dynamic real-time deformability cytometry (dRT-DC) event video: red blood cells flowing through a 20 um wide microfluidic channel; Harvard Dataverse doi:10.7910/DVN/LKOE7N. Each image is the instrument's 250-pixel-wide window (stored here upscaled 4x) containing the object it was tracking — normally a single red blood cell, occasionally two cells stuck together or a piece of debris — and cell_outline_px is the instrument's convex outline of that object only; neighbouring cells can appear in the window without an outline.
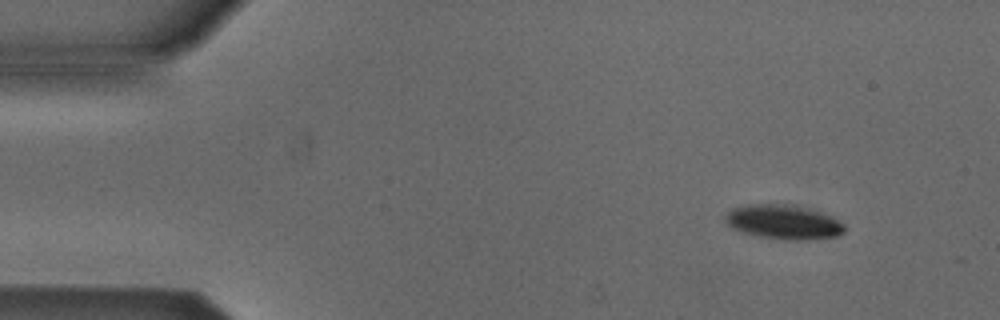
{"species": "Egyptian fruit bat (a non-hibernating species)", "species_latin": "Rousettus aegyptiacus", "temperature_condition": "cold", "stored_images_in_passage": 5, "camera_frame_rate_fps": 3000, "um_per_image_px": 0.085, "animal": {"sex": "male"}, "frame": {"image": 1, "passage_image": 2, "time_ms": 1.333, "image_size_px": [1000, 320], "cell_outline_px": [[844, 232], [836, 236], [808, 240], [788, 240], [756, 236], [732, 228], [724, 220], [724, 216], [732, 208], [748, 204], [796, 204], [832, 216], [844, 224]], "centroid_in_image_um": [66.59, 18.86], "position_along_channel_um": 18.4, "area_um2": 24.04}}
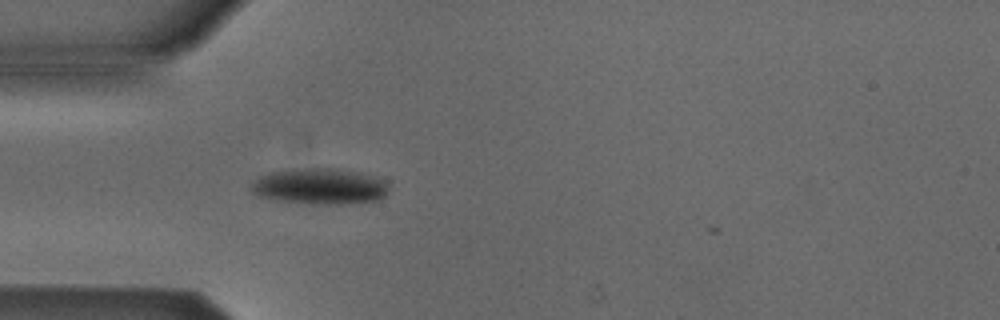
{"frame": {"image": 2, "passage_image": 5, "time_ms": 4.667, "image_size_px": [1000, 320], "cell_outline_px": [[388, 192], [380, 200], [344, 204], [308, 204], [276, 200], [256, 196], [248, 188], [260, 176], [268, 172], [308, 168], [332, 168], [352, 172], [384, 180], [388, 188]], "centroid_in_image_um": [27.12, 15.86], "position_along_channel_um": 57.9, "area_um2": 28.67}}